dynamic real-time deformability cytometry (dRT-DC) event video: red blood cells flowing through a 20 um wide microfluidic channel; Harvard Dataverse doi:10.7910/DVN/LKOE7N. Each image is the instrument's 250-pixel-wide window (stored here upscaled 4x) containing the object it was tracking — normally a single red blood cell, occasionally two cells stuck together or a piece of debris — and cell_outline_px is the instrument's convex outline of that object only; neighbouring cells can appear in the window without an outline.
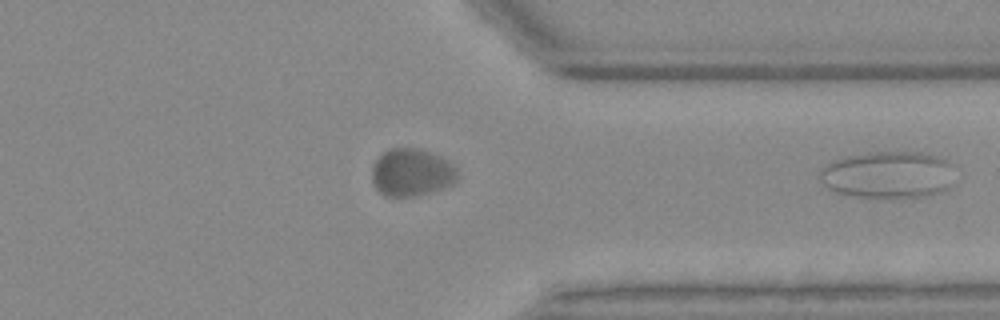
{"species": "Egyptian fruit bat (a non-hibernating species)", "species_latin": "Rousettus aegyptiacus", "temperature_condition": "warm", "stored_images_in_passage": 35, "segment_of_instrument_passage": [2, 2], "camera_frame_rate_fps": 3000, "um_per_image_px": 0.085, "animal": {"sex": "female"}, "frame": {"image": 1, "passage_image": 35, "time_ms": 11.333, "image_size_px": [1000, 320], "cell_outline_px": [[956, 164], [952, 184], [944, 192], [924, 196], [852, 196], [836, 192], [828, 188], [824, 184], [820, 176], [820, 168], [824, 164], [832, 160], [844, 156], [876, 152], [916, 152], [940, 156]], "centroid_in_image_um": [75.54, 14.83], "position_along_channel_um": 335.9, "area_um2": 37.28}}